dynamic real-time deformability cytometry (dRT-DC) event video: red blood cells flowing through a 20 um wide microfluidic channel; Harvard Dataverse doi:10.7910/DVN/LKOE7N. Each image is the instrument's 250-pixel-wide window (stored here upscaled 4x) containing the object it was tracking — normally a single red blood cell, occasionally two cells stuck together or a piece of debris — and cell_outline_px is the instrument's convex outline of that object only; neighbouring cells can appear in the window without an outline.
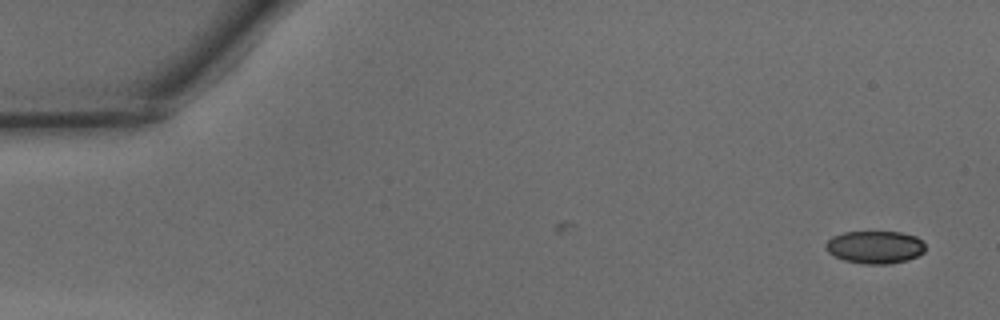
{"species": "common noctule bat (a hibernating species)", "species_latin": "Nyctalus noctula", "temperature_condition": "warm", "stored_images_in_passage": 6, "camera_frame_rate_fps": 3000, "um_per_image_px": 0.085, "animal": {"sex": "male", "body_mass_g": 15.6}, "frame": {"image": 1, "passage_image": 1, "time_ms": 0.0, "image_size_px": [1000, 320], "cell_outline_px": [[924, 252], [908, 260], [888, 264], [864, 264], [844, 260], [828, 252], [824, 248], [824, 244], [832, 236], [844, 232], [900, 232], [916, 236], [924, 244]], "centroid_in_image_um": [74.35, 21.0], "position_along_channel_um": 10.7, "area_um2": 18.96}}